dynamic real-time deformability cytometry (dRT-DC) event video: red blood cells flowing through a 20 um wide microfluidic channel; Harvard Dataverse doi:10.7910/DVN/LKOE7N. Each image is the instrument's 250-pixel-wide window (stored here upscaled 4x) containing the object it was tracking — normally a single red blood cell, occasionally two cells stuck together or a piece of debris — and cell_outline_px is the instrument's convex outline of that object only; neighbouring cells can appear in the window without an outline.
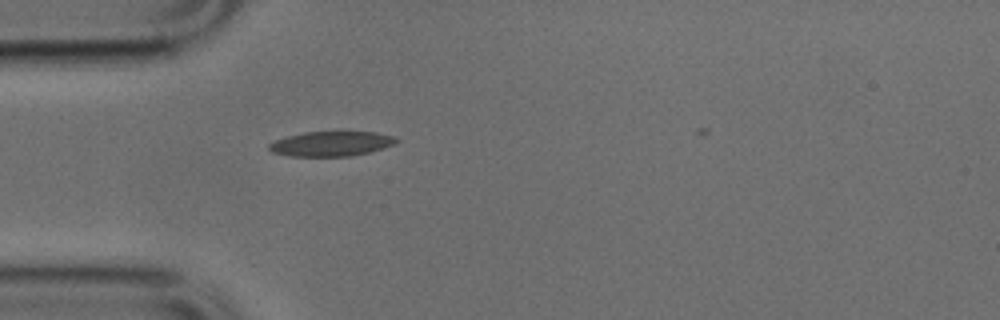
{"species": "common noctule bat (a hibernating species)", "species_latin": "Nyctalus noctula", "temperature_condition": "cold", "stored_images_in_passage": 33, "camera_frame_rate_fps": 3000, "um_per_image_px": 0.085, "animal": {"sex": "male", "body_mass_g": 17.9, "forearm_length_mm": 54.2}, "frame": {"image": 1, "passage_image": 2, "time_ms": 0.333, "image_size_px": [1000, 320], "cell_outline_px": [[400, 140], [392, 144], [368, 152], [348, 156], [288, 156], [272, 152], [268, 148], [268, 144], [276, 140], [288, 136], [304, 132], [340, 128], [376, 132], [396, 136]], "centroid_in_image_um": [28.18, 12.15], "position_along_channel_um": 56.8, "area_um2": 19.25}}
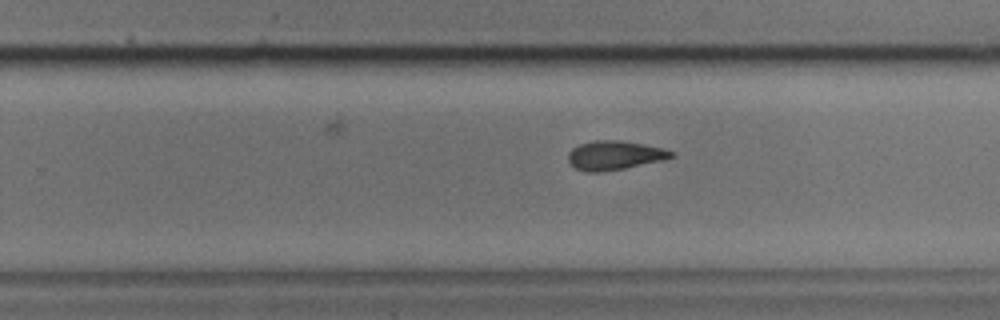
{"frame": {"image": 2, "passage_image": 19, "time_ms": 6.0, "image_size_px": [1000, 320], "cell_outline_px": [[676, 156], [664, 160], [624, 168], [600, 172], [584, 172], [568, 164], [568, 152], [572, 148], [580, 144], [592, 140], [620, 140], [644, 144], [664, 148], [676, 152]], "centroid_in_image_um": [52.25, 13.2], "position_along_channel_um": 277.6, "area_um2": 17.74}}
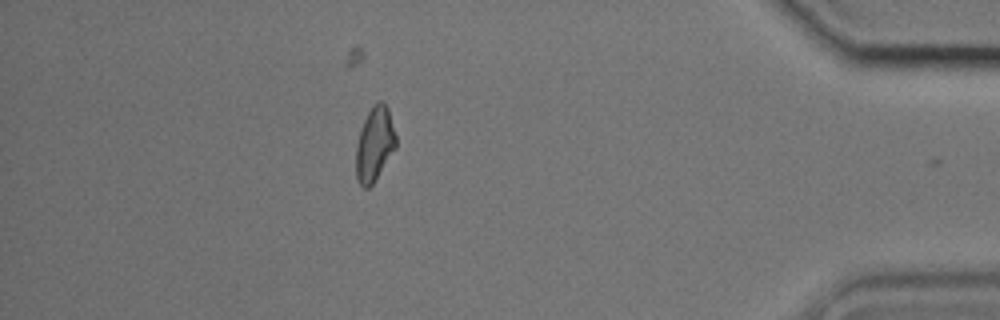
{"frame": {"image": 3, "passage_image": 32, "time_ms": 10.333, "image_size_px": [1000, 320], "cell_outline_px": [[396, 148], [372, 184], [368, 188], [364, 188], [360, 184], [356, 176], [356, 144], [360, 128], [372, 104], [380, 100], [388, 108], [396, 136]], "centroid_in_image_um": [31.83, 12.23], "position_along_channel_um": 403.4, "area_um2": 17.22}}